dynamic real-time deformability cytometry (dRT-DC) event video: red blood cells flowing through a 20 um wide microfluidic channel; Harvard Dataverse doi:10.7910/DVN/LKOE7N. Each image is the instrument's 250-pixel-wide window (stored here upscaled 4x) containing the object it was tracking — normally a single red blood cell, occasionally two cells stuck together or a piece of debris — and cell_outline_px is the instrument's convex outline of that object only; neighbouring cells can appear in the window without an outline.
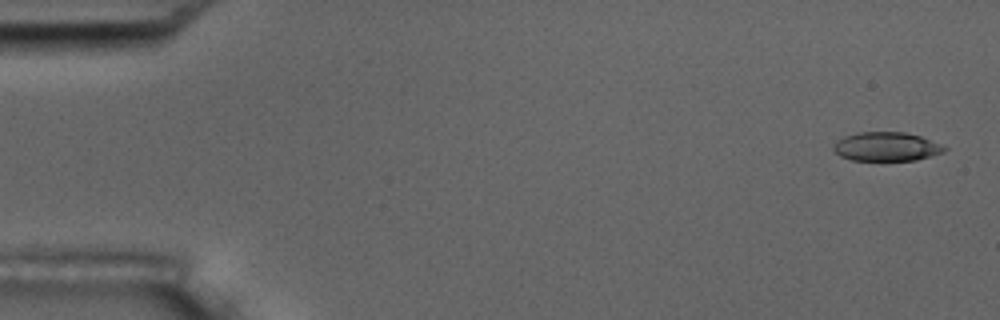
{"species": "common noctule bat (a hibernating species)", "species_latin": "Nyctalus noctula", "temperature_condition": "room temperature", "stored_images_in_passage": 5, "camera_frame_rate_fps": 3000, "um_per_image_px": 0.085, "animal": {"sex": "male", "body_mass_g": 17.5, "forearm_length_mm": 52.3}, "frame": {"image": 1, "passage_image": 1, "time_ms": 0.0, "image_size_px": [1000, 320], "cell_outline_px": [[948, 148], [944, 152], [916, 160], [852, 160], [840, 156], [832, 148], [844, 136], [856, 132], [904, 132], [920, 136], [940, 144]], "centroid_in_image_um": [75.36, 12.46], "position_along_channel_um": 9.6, "area_um2": 18.5}}
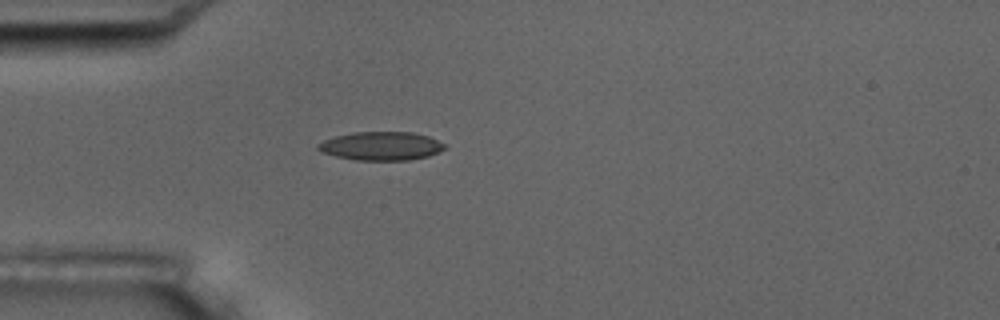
{"frame": {"image": 2, "passage_image": 5, "time_ms": 4.667, "image_size_px": [1000, 320], "cell_outline_px": [[448, 144], [444, 148], [428, 156], [408, 160], [356, 160], [336, 156], [320, 152], [316, 148], [316, 144], [324, 140], [336, 136], [352, 132], [412, 132], [428, 136]], "centroid_in_image_um": [32.37, 12.4], "position_along_channel_um": 52.6, "area_um2": 21.1}}